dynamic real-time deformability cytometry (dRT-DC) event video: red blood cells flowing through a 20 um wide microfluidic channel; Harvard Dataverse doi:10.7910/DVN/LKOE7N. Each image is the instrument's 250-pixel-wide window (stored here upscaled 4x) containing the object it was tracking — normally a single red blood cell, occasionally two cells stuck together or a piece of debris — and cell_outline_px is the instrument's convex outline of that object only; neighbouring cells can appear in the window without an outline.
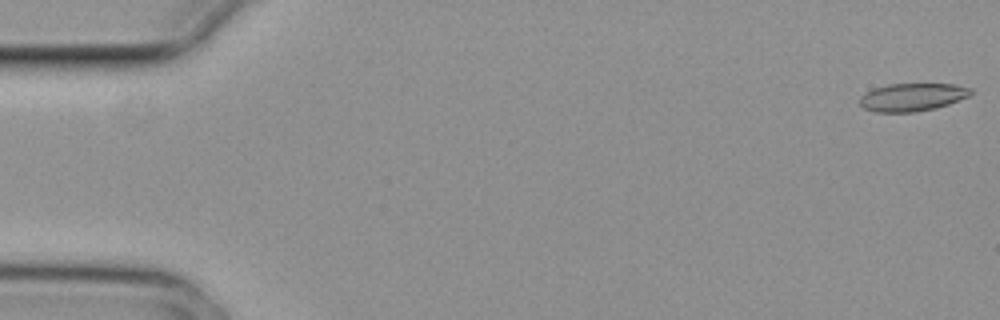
{"species": "common noctule bat (a hibernating species)", "species_latin": "Nyctalus noctula", "temperature_condition": "cold", "stored_images_in_passage": 4, "camera_frame_rate_fps": 3000, "um_per_image_px": 0.085, "animal": {"sex": "female", "body_mass_g": 29.2, "forearm_length_mm": 56.3}, "frame": {"image": 1, "passage_image": 1, "time_ms": 0.0, "image_size_px": [1000, 320], "cell_outline_px": [[972, 92], [968, 96], [948, 104], [936, 108], [916, 112], [876, 112], [864, 108], [860, 104], [860, 96], [864, 92], [872, 88], [888, 84], [956, 84], [972, 88]], "centroid_in_image_um": [77.52, 8.25], "position_along_channel_um": 7.5, "area_um2": 18.15}}
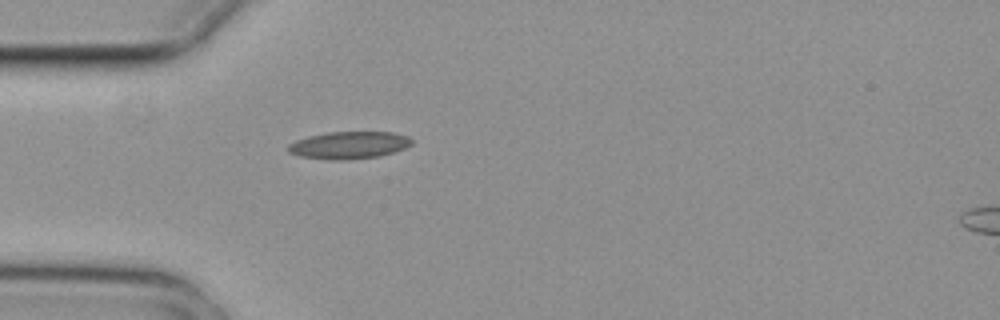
{"frame": {"image": 2, "passage_image": 4, "time_ms": 1.0, "image_size_px": [1000, 320], "cell_outline_px": [[412, 144], [404, 148], [380, 156], [336, 160], [332, 160], [300, 156], [288, 152], [288, 144], [296, 140], [308, 136], [328, 132], [392, 132], [408, 136], [412, 140]], "centroid_in_image_um": [29.65, 12.33], "position_along_channel_um": 55.4, "area_um2": 19.48}}